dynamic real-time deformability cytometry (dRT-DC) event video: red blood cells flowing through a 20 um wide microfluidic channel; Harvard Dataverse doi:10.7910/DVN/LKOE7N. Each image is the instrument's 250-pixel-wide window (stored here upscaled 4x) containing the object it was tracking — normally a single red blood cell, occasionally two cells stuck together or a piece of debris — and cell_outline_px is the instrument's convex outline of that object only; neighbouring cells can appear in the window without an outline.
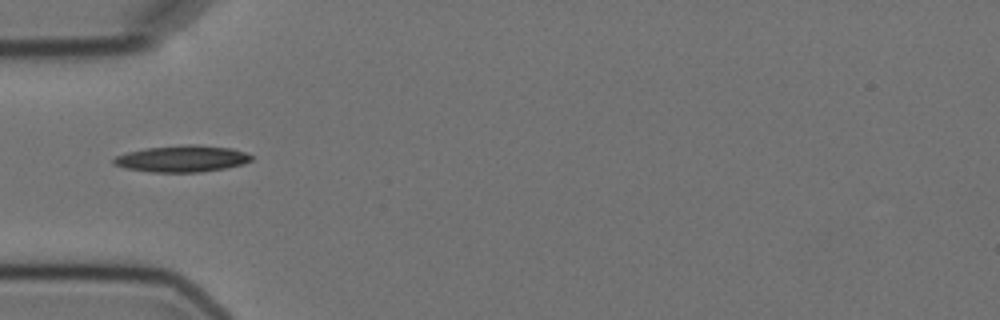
{"species": "Egyptian fruit bat (a non-hibernating species)", "species_latin": "Rousettus aegyptiacus", "temperature_condition": "cold", "stored_images_in_passage": 7, "camera_frame_rate_fps": 3000, "um_per_image_px": 0.085, "animal": {"sex": "female"}, "frame": {"image": 1, "passage_image": 5, "time_ms": 4.667, "image_size_px": [1000, 320], "cell_outline_px": [[252, 160], [244, 164], [224, 168], [200, 172], [152, 172], [124, 168], [112, 164], [112, 160], [116, 156], [128, 152], [144, 148], [184, 144], [196, 144], [232, 148], [244, 152], [252, 156]], "centroid_in_image_um": [15.46, 13.48], "position_along_channel_um": 69.5, "area_um2": 21.44}}
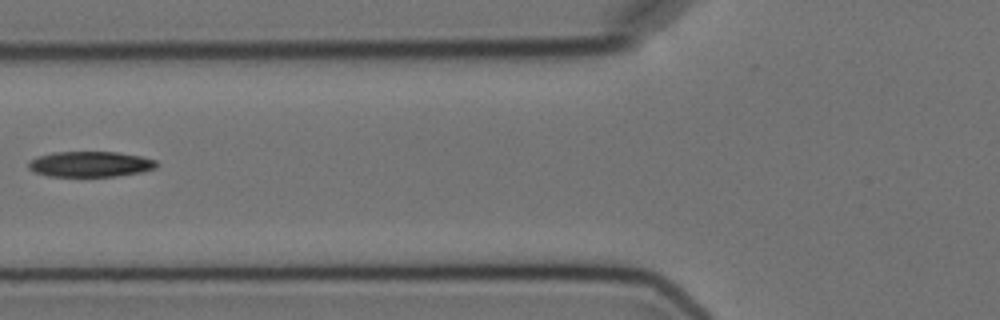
{"frame": {"image": 2, "passage_image": 6, "time_ms": 6.0, "image_size_px": [1000, 320], "cell_outline_px": [[156, 168], [144, 172], [116, 176], [48, 176], [36, 172], [28, 168], [28, 160], [36, 156], [52, 152], [116, 152], [140, 156], [156, 160]], "centroid_in_image_um": [7.65, 13.95], "position_along_channel_um": 118.2, "area_um2": 19.13}}
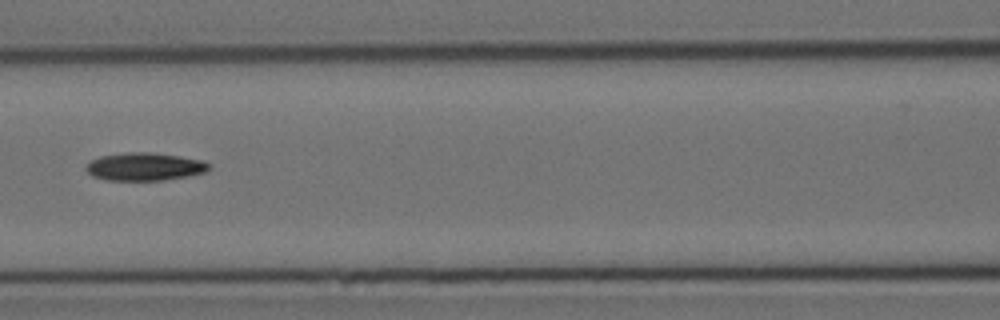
{"frame": {"image": 3, "passage_image": 7, "time_ms": 7.0, "image_size_px": [1000, 320], "cell_outline_px": [[212, 164], [204, 172], [188, 176], [164, 180], [108, 180], [92, 176], [84, 168], [92, 160], [100, 156], [128, 152], [148, 152], [204, 160]], "centroid_in_image_um": [12.29, 14.17], "position_along_channel_um": 154.3, "area_um2": 19.83}}